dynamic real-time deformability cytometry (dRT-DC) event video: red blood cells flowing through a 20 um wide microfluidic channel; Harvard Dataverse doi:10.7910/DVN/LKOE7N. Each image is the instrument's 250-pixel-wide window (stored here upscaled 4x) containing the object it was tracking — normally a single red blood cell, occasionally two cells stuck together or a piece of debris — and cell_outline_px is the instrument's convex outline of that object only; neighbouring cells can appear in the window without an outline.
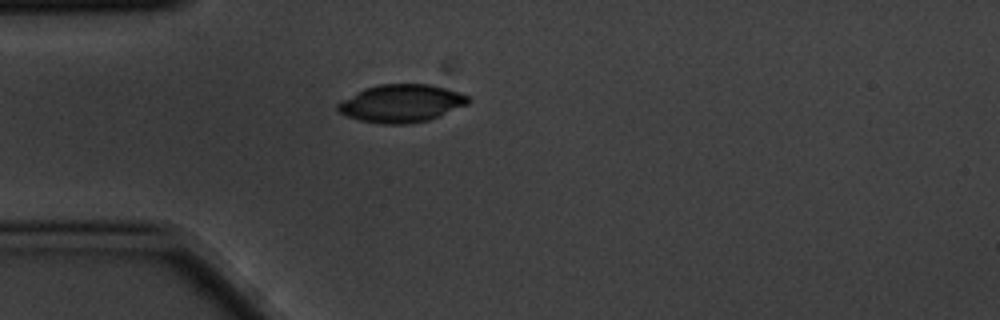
{"species": "common noctule bat (a hibernating species)", "species_latin": "Nyctalus noctula", "temperature_condition": "cold", "stored_images_in_passage": 2, "camera_frame_rate_fps": 3000, "um_per_image_px": 0.085, "animal": {"sex": "male", "body_mass_g": 20.1, "forearm_length_mm": 53.5}, "frame": {"image": 1, "passage_image": 1, "time_ms": 0.0, "image_size_px": [1000, 320], "cell_outline_px": [[472, 100], [468, 104], [440, 116], [428, 120], [408, 124], [380, 124], [360, 120], [336, 112], [336, 104], [340, 100], [364, 88], [376, 84], [428, 84], [460, 92], [468, 96]], "centroid_in_image_um": [34.08, 8.78], "position_along_channel_um": 50.9, "area_um2": 29.02}}